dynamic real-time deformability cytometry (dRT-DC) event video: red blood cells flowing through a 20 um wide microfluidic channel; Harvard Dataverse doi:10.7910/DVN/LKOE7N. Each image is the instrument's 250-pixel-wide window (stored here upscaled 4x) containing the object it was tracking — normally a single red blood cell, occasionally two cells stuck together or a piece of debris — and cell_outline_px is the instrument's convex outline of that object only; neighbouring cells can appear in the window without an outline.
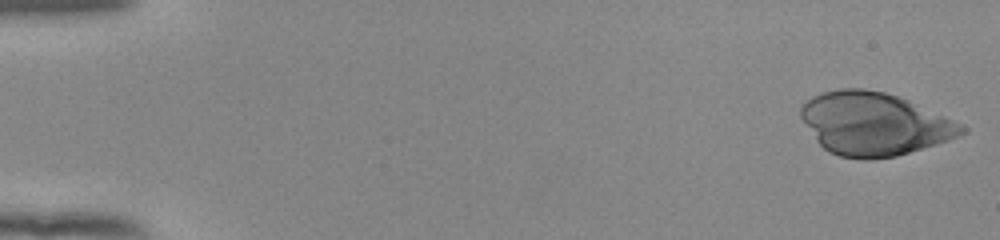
{"species": "human", "species_latin": "Homo sapiens", "temperature_condition": "room temperature", "stored_images_in_passage": 53, "camera_frame_rate_fps": 3000, "um_per_image_px": 0.085, "donor": {"sex": "female"}, "frame": {"image": 1, "passage_image": 1, "time_ms": 0.0, "image_size_px": [1000, 240], "cell_outline_px": [[968, 128], [964, 132], [948, 140], [936, 144], [896, 156], [872, 160], [864, 160], [840, 156], [828, 152], [816, 140], [800, 116], [800, 108], [812, 96], [820, 92], [836, 88], [864, 88], [884, 92], [908, 100], [964, 124]], "centroid_in_image_um": [74.28, 10.52], "position_along_channel_um": 10.7, "area_um2": 58.9}}